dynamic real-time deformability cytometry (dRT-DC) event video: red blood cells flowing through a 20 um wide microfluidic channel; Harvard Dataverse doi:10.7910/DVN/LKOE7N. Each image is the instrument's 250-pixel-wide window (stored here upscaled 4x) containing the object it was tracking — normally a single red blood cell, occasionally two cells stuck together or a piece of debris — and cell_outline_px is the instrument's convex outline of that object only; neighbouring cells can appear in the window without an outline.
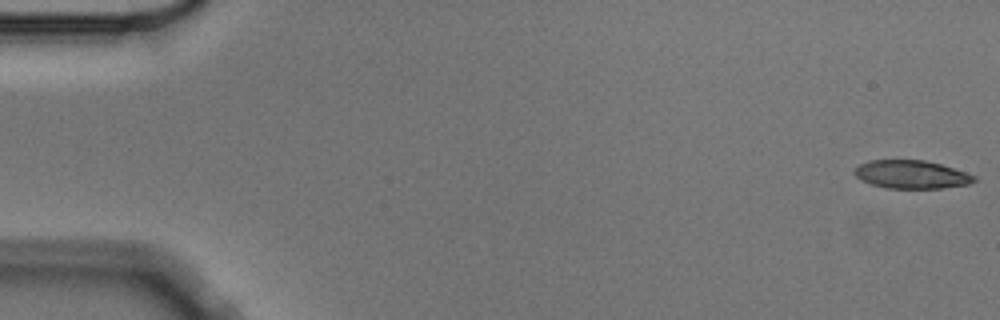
{"species": "Egyptian fruit bat (a non-hibernating species)", "species_latin": "Rousettus aegyptiacus", "temperature_condition": "cold", "stored_images_in_passage": 5, "camera_frame_rate_fps": 3000, "um_per_image_px": 0.085, "animal": {"sex": "male"}, "frame": {"image": 1, "passage_image": 1, "time_ms": 0.0, "image_size_px": [1000, 320], "cell_outline_px": [[976, 180], [968, 184], [940, 188], [888, 188], [872, 184], [856, 176], [852, 172], [860, 164], [868, 160], [924, 160], [940, 164], [976, 176]], "centroid_in_image_um": [77.45, 14.82], "position_along_channel_um": 7.5, "area_um2": 19.36}}